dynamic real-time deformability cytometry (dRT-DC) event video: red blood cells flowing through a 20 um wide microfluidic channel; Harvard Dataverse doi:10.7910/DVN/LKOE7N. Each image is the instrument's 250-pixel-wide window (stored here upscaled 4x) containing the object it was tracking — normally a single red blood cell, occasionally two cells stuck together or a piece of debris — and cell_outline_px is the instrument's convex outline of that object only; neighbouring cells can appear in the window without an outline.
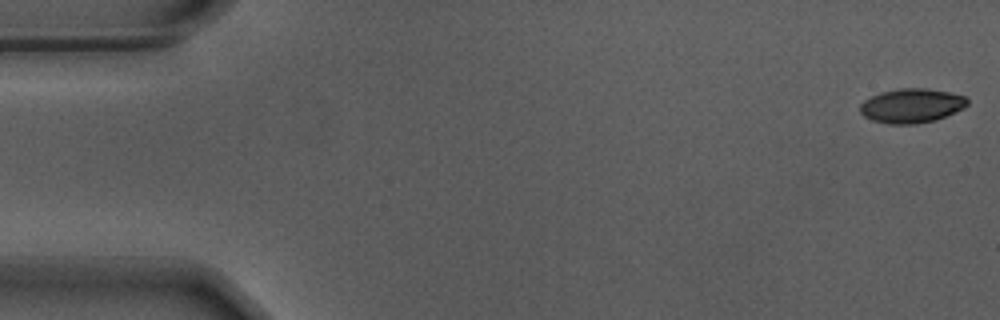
{"species": "Egyptian fruit bat (a non-hibernating species)", "species_latin": "Rousettus aegyptiacus", "temperature_condition": "warm", "stored_images_in_passage": 56, "camera_frame_rate_fps": 3000, "um_per_image_px": 0.085, "animal": {"sex": "male"}, "frame": {"image": 1, "passage_image": 1, "time_ms": 0.0, "image_size_px": [1000, 320], "cell_outline_px": [[968, 104], [964, 108], [936, 120], [916, 124], [888, 124], [872, 120], [864, 116], [860, 112], [860, 104], [864, 100], [872, 96], [884, 92], [900, 88], [924, 88], [948, 92], [964, 96], [968, 100]], "centroid_in_image_um": [77.48, 8.99], "position_along_channel_um": 7.5, "area_um2": 21.33}}
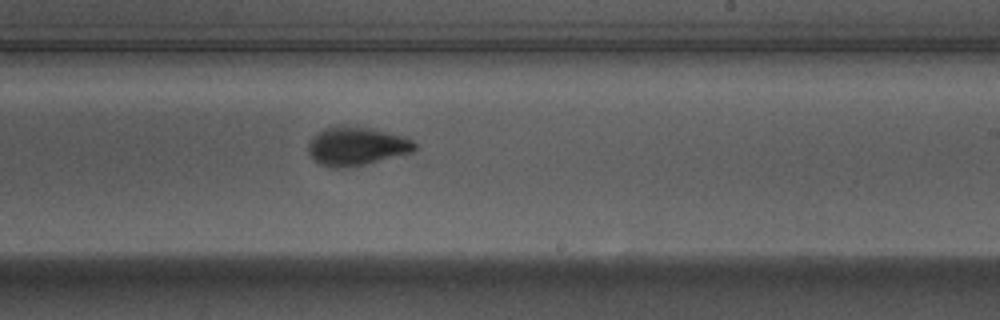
{"frame": {"image": 2, "passage_image": 33, "time_ms": 10.667, "image_size_px": [1000, 320], "cell_outline_px": [[416, 148], [412, 152], [348, 168], [332, 168], [320, 164], [308, 152], [308, 144], [316, 132], [324, 128], [336, 124], [344, 124], [368, 128], [400, 136], [412, 140], [416, 144]], "centroid_in_image_um": [30.24, 12.41], "position_along_channel_um": 258.8, "area_um2": 23.81}}
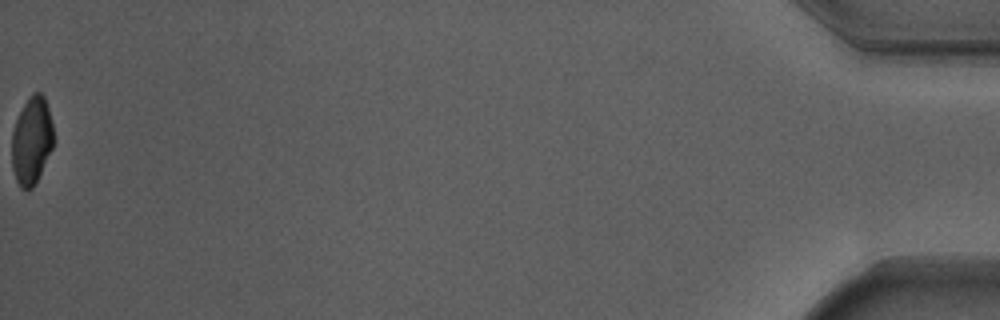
{"frame": {"image": 3, "passage_image": 56, "time_ms": 18.333, "image_size_px": [1000, 320], "cell_outline_px": [[52, 148], [32, 188], [20, 188], [16, 180], [12, 168], [12, 132], [16, 120], [28, 96], [32, 92], [40, 92], [44, 96], [48, 108], [52, 124]], "centroid_in_image_um": [2.67, 11.92], "position_along_channel_um": 432.5, "area_um2": 20.87}, "authors_computed_cell_mechanics": {"area_um2": 23.0622, "velocity_mm_per_s": 3.6934, "shape_relaxation_time_tau1_ms": 3.3018, "shape_relaxation_time_tau2_ms": 1.0558, "deformation_change_tau1": 0.1733, "deformation_change_tau2": 0.0632}}